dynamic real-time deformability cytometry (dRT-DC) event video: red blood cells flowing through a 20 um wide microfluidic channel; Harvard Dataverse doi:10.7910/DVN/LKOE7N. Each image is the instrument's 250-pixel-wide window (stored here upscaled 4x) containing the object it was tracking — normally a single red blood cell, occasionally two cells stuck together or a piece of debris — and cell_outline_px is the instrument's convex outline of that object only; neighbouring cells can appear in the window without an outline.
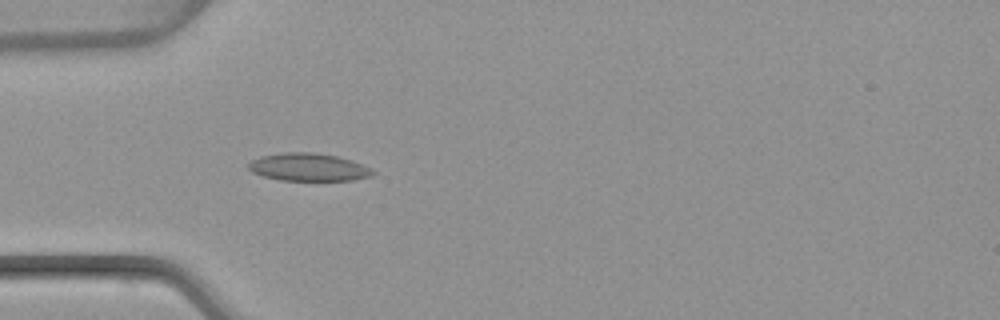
{"species": "common noctule bat (a hibernating species)", "species_latin": "Nyctalus noctula", "temperature_condition": "warm", "stored_images_in_passage": 41, "camera_frame_rate_fps": 3000, "um_per_image_px": 0.085, "animal": {"sex": "female", "body_mass_g": 22.7, "forearm_length_mm": 54.2}, "frame": {"image": 1, "passage_image": 6, "time_ms": 1.667, "image_size_px": [1000, 320], "cell_outline_px": [[376, 172], [372, 176], [352, 180], [280, 180], [264, 176], [252, 172], [248, 168], [248, 164], [252, 160], [260, 156], [284, 152], [316, 152], [336, 156], [352, 160], [372, 168]], "centroid_in_image_um": [26.24, 14.2], "position_along_channel_um": 58.8, "area_um2": 20.17}}
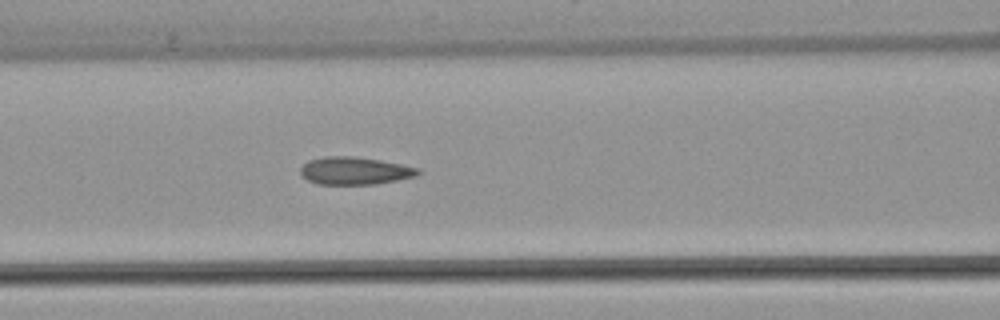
{"frame": {"image": 2, "passage_image": 12, "time_ms": 3.667, "image_size_px": [1000, 320], "cell_outline_px": [[420, 172], [416, 176], [376, 184], [316, 184], [300, 176], [300, 168], [308, 160], [324, 156], [352, 156], [380, 160], [420, 168]], "centroid_in_image_um": [30.11, 14.51], "position_along_channel_um": 136.5, "area_um2": 18.96}}
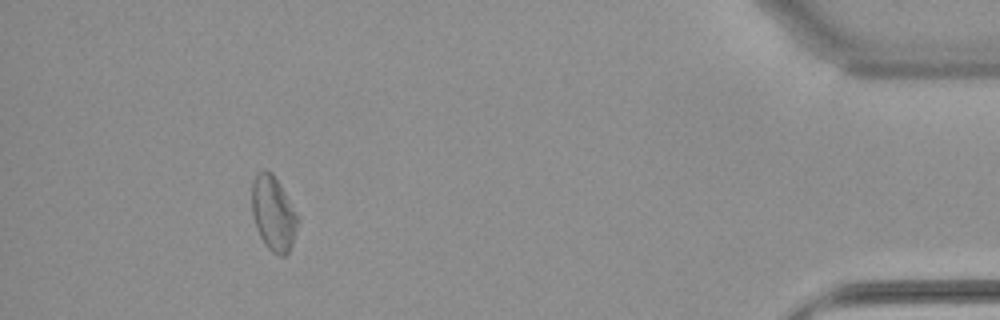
{"frame": {"image": 3, "passage_image": 37, "time_ms": 12.0, "image_size_px": [1000, 320], "cell_outline_px": [[300, 220], [292, 244], [288, 252], [284, 256], [280, 256], [272, 252], [268, 248], [260, 236], [256, 228], [252, 216], [252, 180], [256, 172], [264, 168], [272, 172], [284, 192]], "centroid_in_image_um": [23.21, 18.12], "position_along_channel_um": 412.0, "area_um2": 20.0}, "authors_computed_cell_mechanics": {"area_um2": 19.2474, "velocity_mm_per_s": 4.0505, "shape_relaxation_time_tau1_ms": null, "shape_relaxation_time_tau2_ms": 3.4449, "deformation_change_tau1": null, "deformation_change_tau2": 0.0877}}